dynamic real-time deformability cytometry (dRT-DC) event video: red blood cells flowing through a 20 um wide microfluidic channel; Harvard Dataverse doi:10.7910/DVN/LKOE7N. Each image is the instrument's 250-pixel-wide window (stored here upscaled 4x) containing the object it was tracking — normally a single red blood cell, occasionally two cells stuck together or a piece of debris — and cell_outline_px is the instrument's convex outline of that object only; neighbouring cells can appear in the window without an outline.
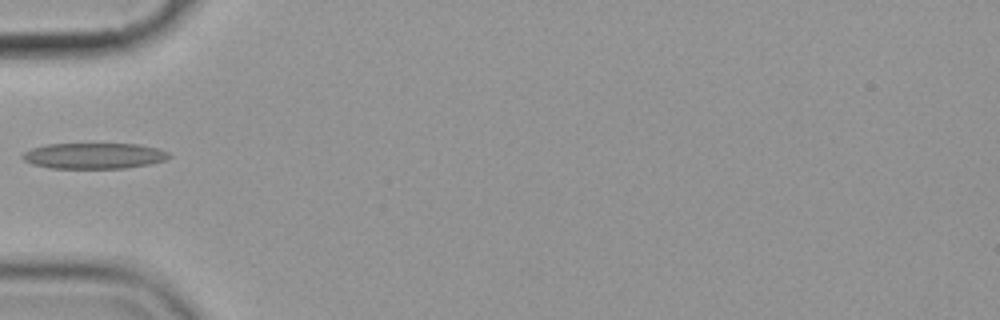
{"species": "common noctule bat (a hibernating species)", "species_latin": "Nyctalus noctula", "temperature_condition": "cold", "stored_images_in_passage": 2, "camera_frame_rate_fps": 3000, "um_per_image_px": 0.085, "animal": {"sex": "female", "body_mass_g": 19.9}, "frame": {"image": 1, "passage_image": 2, "time_ms": 1.0, "image_size_px": [1000, 320], "cell_outline_px": [[172, 156], [164, 160], [148, 164], [124, 168], [48, 168], [32, 164], [24, 160], [20, 156], [24, 152], [32, 148], [48, 144], [136, 144], [156, 148], [168, 152]], "centroid_in_image_um": [7.95, 13.24], "position_along_channel_um": 77.0, "area_um2": 21.91}}